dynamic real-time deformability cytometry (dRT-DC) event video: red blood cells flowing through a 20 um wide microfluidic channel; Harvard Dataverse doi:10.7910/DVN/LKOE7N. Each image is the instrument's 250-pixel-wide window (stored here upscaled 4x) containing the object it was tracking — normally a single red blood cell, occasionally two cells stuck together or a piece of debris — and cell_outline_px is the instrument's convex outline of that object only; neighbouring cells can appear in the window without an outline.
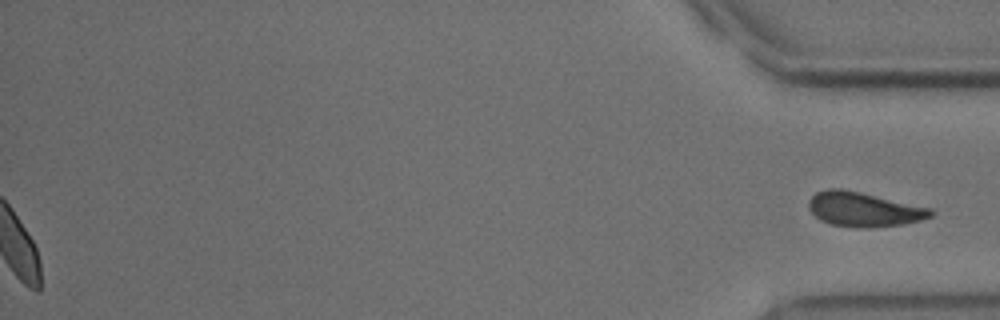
{"species": "common noctule bat (a hibernating species)", "species_latin": "Nyctalus noctula", "temperature_condition": "cold", "stored_images_in_passage": 48, "segment_of_instrument_passage": [2, 2], "camera_frame_rate_fps": 3000, "um_per_image_px": 0.085, "animal": {"sex": "male", "body_mass_g": 18.8}, "frame": {"image": 1, "passage_image": 48, "time_ms": 15.667, "image_size_px": [1000, 320], "cell_outline_px": [[936, 212], [932, 216], [920, 220], [904, 224], [832, 224], [820, 220], [808, 208], [808, 200], [816, 192], [828, 188], [840, 188], [860, 192], [932, 208]], "centroid_in_image_um": [73.42, 17.72], "position_along_channel_um": 361.8, "area_um2": 23.41}}